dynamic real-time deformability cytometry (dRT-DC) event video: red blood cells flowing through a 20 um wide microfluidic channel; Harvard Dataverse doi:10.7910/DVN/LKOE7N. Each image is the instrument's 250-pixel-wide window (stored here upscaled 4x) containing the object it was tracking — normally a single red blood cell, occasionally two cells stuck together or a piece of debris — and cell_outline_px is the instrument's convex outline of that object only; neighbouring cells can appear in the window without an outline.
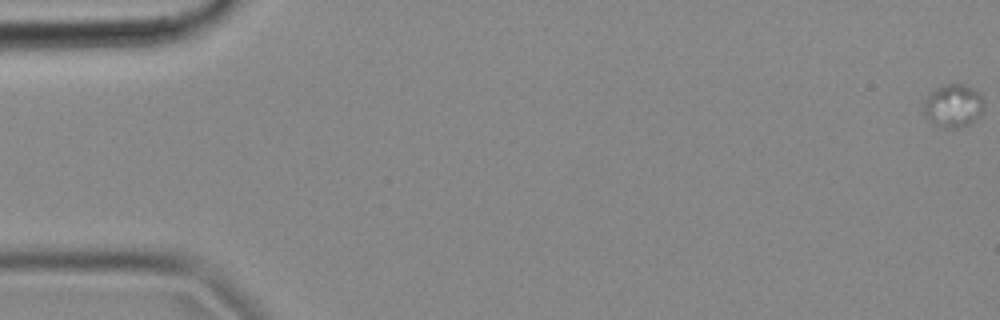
{"species": "common noctule bat (a hibernating species)", "species_latin": "Nyctalus noctula", "temperature_condition": "cold", "stored_images_in_passage": 42, "camera_frame_rate_fps": 3000, "um_per_image_px": 0.085, "animal": {"sex": "female", "body_mass_g": 18.4}, "frame": {"image": 1, "passage_image": 1, "time_ms": 0.0, "image_size_px": [1000, 320], "cell_outline_px": [[984, 108], [980, 116], [968, 124], [956, 128], [944, 128], [936, 124], [924, 116], [924, 100], [936, 88], [944, 84], [964, 84], [980, 92], [984, 100]], "centroid_in_image_um": [81.06, 8.98], "position_along_channel_um": 3.9, "area_um2": 15.14}}
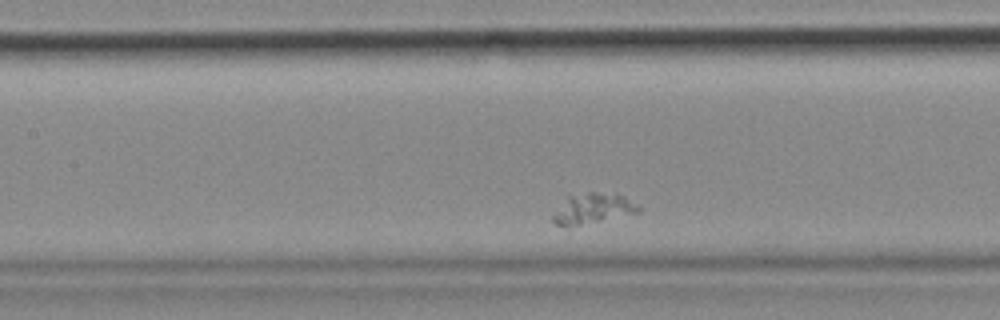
{"frame": {"image": 2, "passage_image": 20, "time_ms": 6.333, "image_size_px": [1000, 320], "cell_outline_px": [[640, 212], [580, 224], [556, 224], [552, 220], [552, 216], [568, 196], [588, 192], [596, 192], [624, 196], [636, 204], [640, 208]], "centroid_in_image_um": [50.41, 17.69], "position_along_channel_um": 157.0, "area_um2": 14.28}}
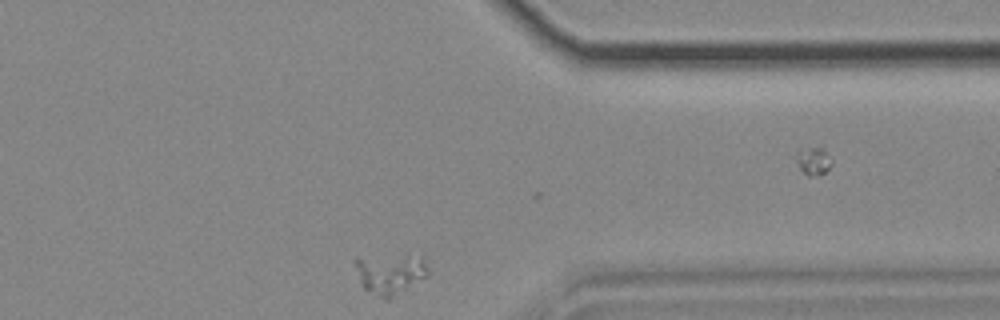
{"frame": {"image": 3, "passage_image": 41, "time_ms": 13.333, "image_size_px": [1000, 320], "cell_outline_px": [[428, 276], [388, 300], [364, 288], [360, 280], [352, 260], [420, 256], [428, 268]], "centroid_in_image_um": [33.2, 23.32], "position_along_channel_um": 378.2, "area_um2": 16.13}}